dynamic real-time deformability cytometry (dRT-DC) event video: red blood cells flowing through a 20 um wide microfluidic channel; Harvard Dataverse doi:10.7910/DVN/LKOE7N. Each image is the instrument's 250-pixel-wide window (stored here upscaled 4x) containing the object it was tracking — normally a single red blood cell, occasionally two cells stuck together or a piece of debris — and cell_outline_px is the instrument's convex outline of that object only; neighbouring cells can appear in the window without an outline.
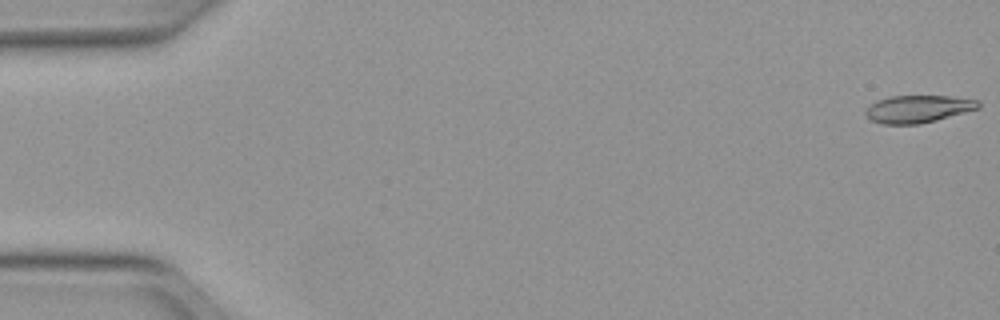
{"species": "Egyptian fruit bat (a non-hibernating species)", "species_latin": "Rousettus aegyptiacus", "temperature_condition": "warm", "stored_images_in_passage": 51, "camera_frame_rate_fps": 3000, "um_per_image_px": 0.085, "animal": {"sex": "female"}, "frame": {"image": 1, "passage_image": 1, "time_ms": 0.0, "image_size_px": [1000, 320], "cell_outline_px": [[980, 108], [936, 120], [920, 124], [884, 124], [872, 120], [864, 112], [876, 100], [888, 96], [948, 96], [980, 100]], "centroid_in_image_um": [78.06, 9.25], "position_along_channel_um": 6.9, "area_um2": 17.92}}
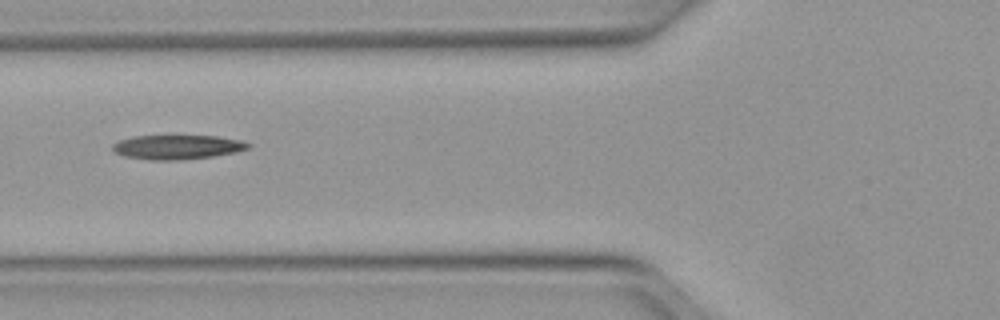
{"frame": {"image": 2, "passage_image": 20, "time_ms": 6.333, "image_size_px": [1000, 320], "cell_outline_px": [[252, 144], [248, 148], [236, 152], [212, 156], [180, 160], [148, 160], [124, 156], [116, 152], [112, 148], [112, 144], [120, 140], [132, 136], [216, 136], [244, 140]], "centroid_in_image_um": [15.09, 12.5], "position_along_channel_um": 110.7, "area_um2": 19.25}}
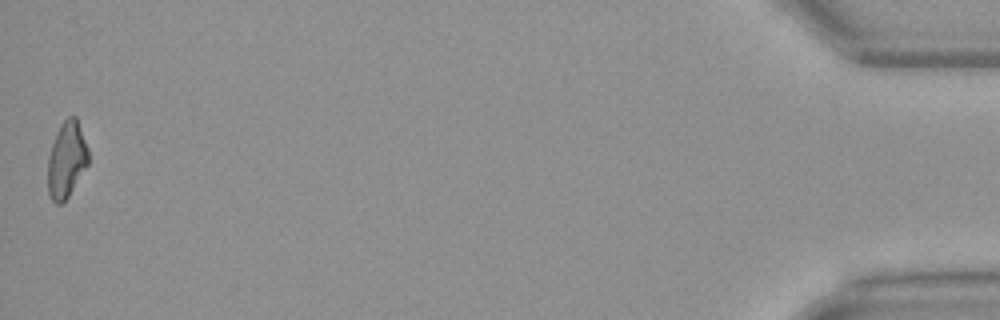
{"frame": {"image": 3, "passage_image": 51, "time_ms": 16.667, "image_size_px": [1000, 320], "cell_outline_px": [[88, 164], [68, 196], [60, 204], [56, 204], [52, 200], [48, 192], [48, 156], [56, 132], [60, 124], [68, 116], [76, 116], [88, 148]], "centroid_in_image_um": [5.65, 13.55], "position_along_channel_um": 429.5, "area_um2": 17.86}, "authors_computed_cell_mechanics": {"area_um2": 18.9584, "velocity_mm_per_s": 4.0249, "shape_relaxation_time_tau1_ms": null, "shape_relaxation_time_tau2_ms": 7.5343, "deformation_change_tau1": null, "deformation_change_tau2": 0.2104}}